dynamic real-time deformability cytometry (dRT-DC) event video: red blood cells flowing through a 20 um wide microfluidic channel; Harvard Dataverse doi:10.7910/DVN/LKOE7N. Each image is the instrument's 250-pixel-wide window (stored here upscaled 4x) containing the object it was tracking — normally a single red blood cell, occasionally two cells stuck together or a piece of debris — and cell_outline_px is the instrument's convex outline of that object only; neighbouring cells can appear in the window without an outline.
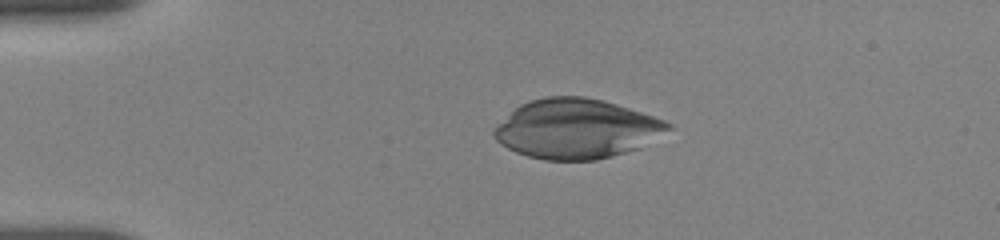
{"species": "human", "species_latin": "Homo sapiens", "temperature_condition": "room temperature", "stored_images_in_passage": 44, "camera_frame_rate_fps": 3000, "um_per_image_px": 0.085, "donor": {"sex": "female"}, "frame": {"image": 1, "passage_image": 1, "time_ms": 0.0, "image_size_px": [1000, 240], "cell_outline_px": [[672, 128], [640, 148], [612, 156], [596, 160], [544, 160], [528, 156], [516, 152], [508, 148], [496, 140], [492, 132], [520, 104], [528, 100], [544, 96], [584, 96], [604, 100], [664, 120], [672, 124]], "centroid_in_image_um": [49.01, 10.95], "position_along_channel_um": 36.0, "area_um2": 60.0}}
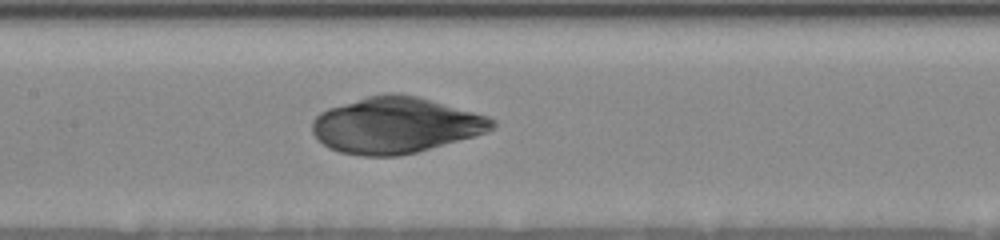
{"frame": {"image": 2, "passage_image": 16, "time_ms": 5.0, "image_size_px": [1000, 240], "cell_outline_px": [[496, 124], [488, 132], [416, 152], [400, 156], [360, 156], [340, 152], [328, 148], [312, 132], [312, 120], [320, 112], [328, 108], [368, 96], [388, 92], [400, 92], [416, 96], [488, 116], [496, 120]], "centroid_in_image_um": [33.61, 10.64], "position_along_channel_um": 173.8, "area_um2": 58.67}}
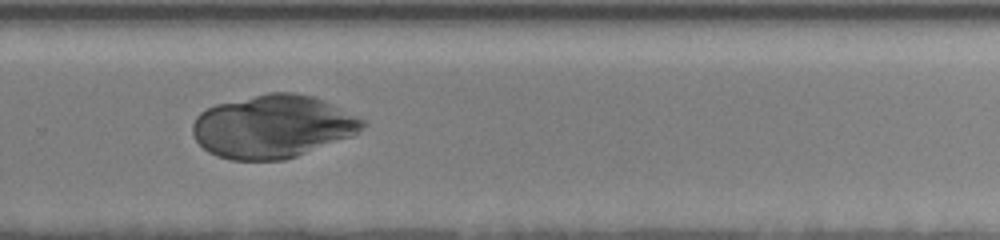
{"frame": {"image": 3, "passage_image": 27, "time_ms": 8.667, "image_size_px": [1000, 240], "cell_outline_px": [[368, 124], [352, 136], [296, 156], [284, 160], [232, 160], [216, 156], [208, 152], [196, 140], [192, 132], [192, 124], [196, 116], [200, 112], [216, 104], [268, 92], [296, 92], [316, 96], [368, 120]], "centroid_in_image_um": [23.21, 10.74], "position_along_channel_um": 306.6, "area_um2": 62.83}}